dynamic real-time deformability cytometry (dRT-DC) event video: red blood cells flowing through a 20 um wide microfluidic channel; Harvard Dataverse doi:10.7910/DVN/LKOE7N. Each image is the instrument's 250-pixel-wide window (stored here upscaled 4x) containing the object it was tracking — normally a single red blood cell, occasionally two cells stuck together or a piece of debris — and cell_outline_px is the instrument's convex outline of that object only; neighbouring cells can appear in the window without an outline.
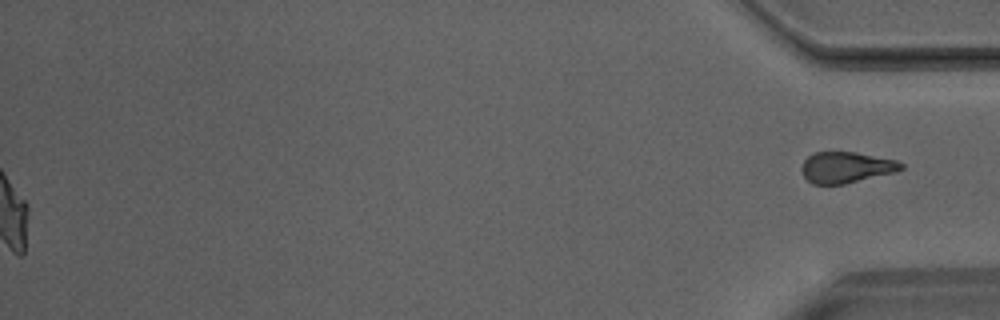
{"species": "Egyptian fruit bat (a non-hibernating species)", "species_latin": "Rousettus aegyptiacus", "temperature_condition": "room temperature", "stored_images_in_passage": 46, "segment_of_instrument_passage": [2, 2], "camera_frame_rate_fps": 3000, "um_per_image_px": 0.085, "animal": {"sex": "male"}, "frame": {"image": 1, "passage_image": 46, "time_ms": 15.0, "image_size_px": [1000, 320], "cell_outline_px": [[904, 168], [896, 172], [844, 184], [812, 184], [804, 176], [800, 168], [804, 160], [812, 152], [856, 152], [896, 160], [904, 164]], "centroid_in_image_um": [71.92, 14.22], "position_along_channel_um": 363.3, "area_um2": 18.09}}